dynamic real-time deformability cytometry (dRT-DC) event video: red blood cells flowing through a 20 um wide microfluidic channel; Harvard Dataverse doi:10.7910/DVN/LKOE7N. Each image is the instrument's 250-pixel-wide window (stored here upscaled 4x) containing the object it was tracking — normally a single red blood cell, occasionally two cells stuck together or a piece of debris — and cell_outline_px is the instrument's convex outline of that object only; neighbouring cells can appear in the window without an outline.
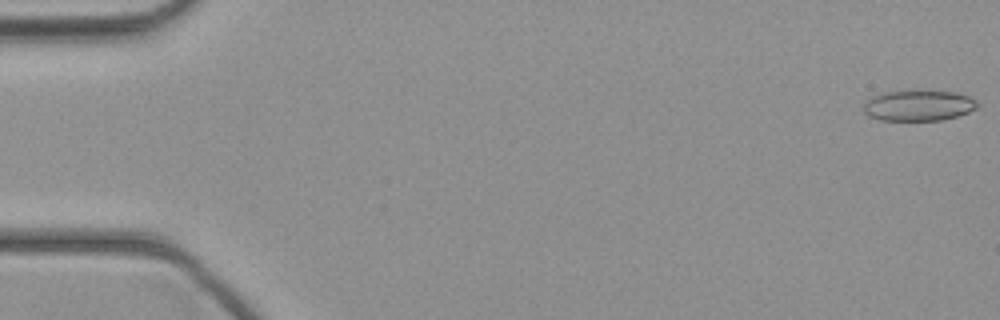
{"species": "common noctule bat (a hibernating species)", "species_latin": "Nyctalus noctula", "temperature_condition": "cold", "stored_images_in_passage": 44, "camera_frame_rate_fps": 3000, "um_per_image_px": 0.085, "animal": {"sex": "female", "body_mass_g": 21.9}, "frame": {"image": 1, "passage_image": 1, "time_ms": 0.0, "image_size_px": [1000, 320], "cell_outline_px": [[980, 104], [976, 108], [968, 112], [956, 116], [940, 120], [880, 120], [868, 116], [864, 112], [864, 104], [868, 96], [880, 92], [908, 88], [928, 88], [956, 92], [968, 96], [976, 100]], "centroid_in_image_um": [78.03, 8.89], "position_along_channel_um": 7.0, "area_um2": 21.56}}
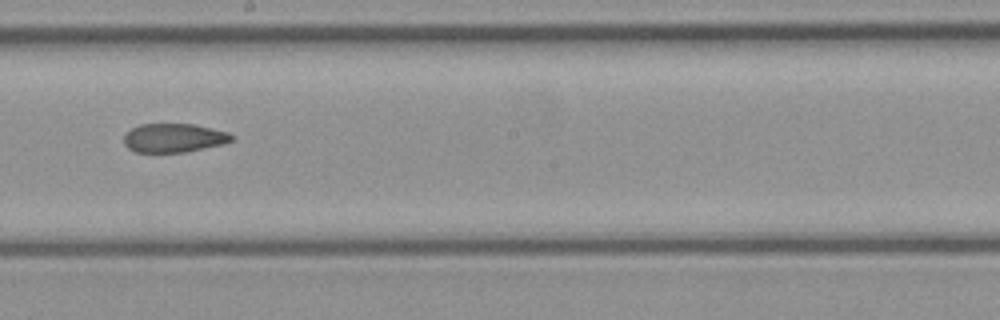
{"frame": {"image": 2, "passage_image": 25, "time_ms": 8.0, "image_size_px": [1000, 320], "cell_outline_px": [[236, 136], [232, 140], [224, 144], [184, 152], [136, 152], [128, 148], [124, 144], [124, 136], [132, 128], [140, 124], [192, 124], [228, 132]], "centroid_in_image_um": [14.79, 11.72], "position_along_channel_um": 233.4, "area_um2": 18.03}}
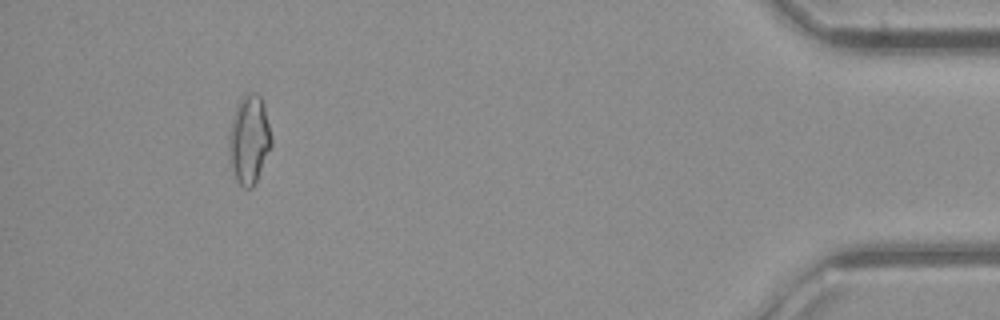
{"frame": {"image": 3, "passage_image": 41, "time_ms": 13.333, "image_size_px": [1000, 320], "cell_outline_px": [[272, 144], [256, 180], [252, 188], [244, 188], [236, 180], [232, 172], [228, 152], [228, 136], [232, 120], [236, 108], [244, 92], [256, 92], [260, 96], [264, 104], [272, 136]], "centroid_in_image_um": [21.17, 11.84], "position_along_channel_um": 414.0, "area_um2": 22.02}}